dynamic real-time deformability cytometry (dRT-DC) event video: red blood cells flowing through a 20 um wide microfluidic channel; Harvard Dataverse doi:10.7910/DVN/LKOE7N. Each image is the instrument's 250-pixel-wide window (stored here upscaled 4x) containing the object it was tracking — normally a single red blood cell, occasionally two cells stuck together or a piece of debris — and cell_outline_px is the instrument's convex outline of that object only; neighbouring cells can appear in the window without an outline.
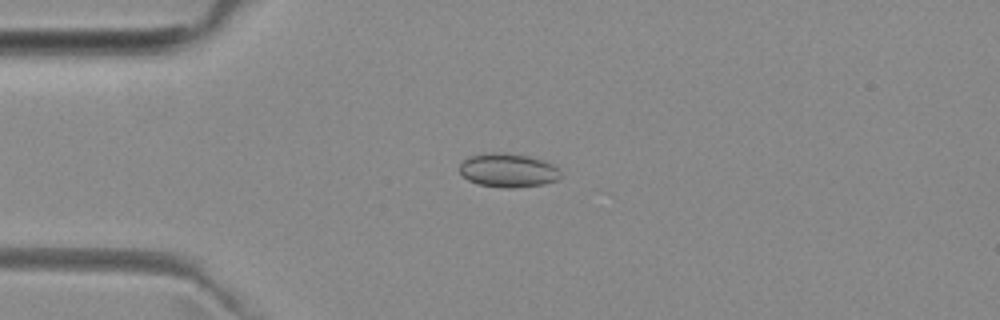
{"species": "common noctule bat (a hibernating species)", "species_latin": "Nyctalus noctula", "temperature_condition": "room temperature", "stored_images_in_passage": 2, "camera_frame_rate_fps": 3000, "um_per_image_px": 0.085, "animal": {"sex": "female", "body_mass_g": 29.2, "forearm_length_mm": 56.3}, "frame": {"image": 1, "passage_image": 2, "time_ms": 2.667, "image_size_px": [1000, 320], "cell_outline_px": [[560, 176], [556, 180], [544, 184], [516, 188], [508, 188], [480, 184], [468, 180], [460, 172], [460, 164], [464, 160], [472, 156], [492, 152], [504, 152], [528, 156], [544, 160], [552, 164], [560, 172]], "centroid_in_image_um": [43.2, 14.47], "position_along_channel_um": 41.8, "area_um2": 19.71}}